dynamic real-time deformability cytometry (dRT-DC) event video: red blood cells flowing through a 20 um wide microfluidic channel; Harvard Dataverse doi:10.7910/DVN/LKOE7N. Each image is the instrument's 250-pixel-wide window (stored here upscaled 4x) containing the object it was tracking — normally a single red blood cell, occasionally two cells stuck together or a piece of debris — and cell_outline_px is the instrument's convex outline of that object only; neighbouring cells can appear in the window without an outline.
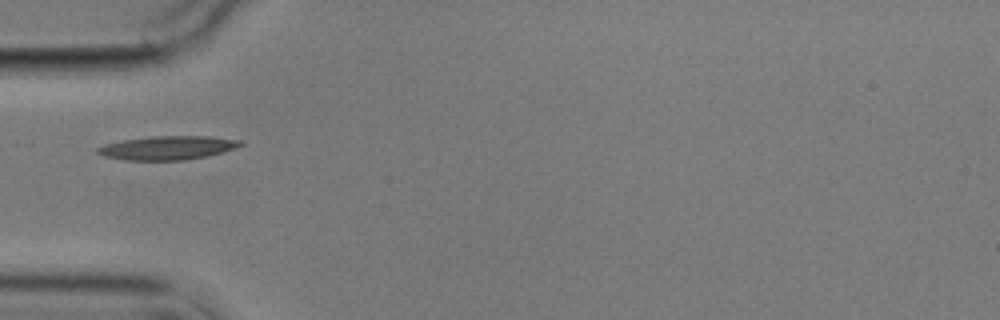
{"species": "common noctule bat (a hibernating species)", "species_latin": "Nyctalus noctula", "temperature_condition": "cold", "stored_images_in_passage": 5, "camera_frame_rate_fps": 3000, "um_per_image_px": 0.085, "animal": {"sex": "male", "body_mass_g": 17.9}, "frame": {"image": 1, "passage_image": 1, "time_ms": 0.0, "image_size_px": [1000, 320], "cell_outline_px": [[244, 144], [236, 148], [208, 156], [184, 160], [124, 160], [104, 156], [96, 152], [96, 148], [104, 144], [124, 140], [152, 136], [208, 136], [240, 140]], "centroid_in_image_um": [14.24, 12.56], "position_along_channel_um": 70.8, "area_um2": 19.77}}
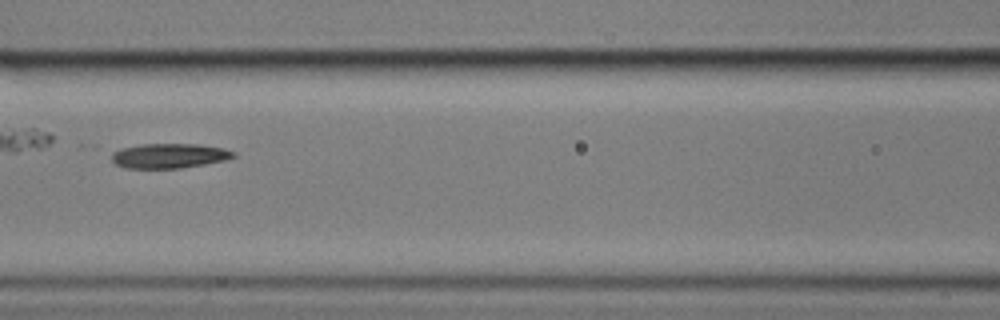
{"frame": {"image": 2, "passage_image": 3, "time_ms": 2.333, "image_size_px": [1000, 320], "cell_outline_px": [[236, 156], [224, 160], [204, 164], [180, 168], [124, 168], [116, 164], [112, 160], [112, 152], [120, 148], [140, 144], [200, 144], [224, 148], [236, 152]], "centroid_in_image_um": [14.38, 13.23], "position_along_channel_um": 152.2, "area_um2": 17.63}}
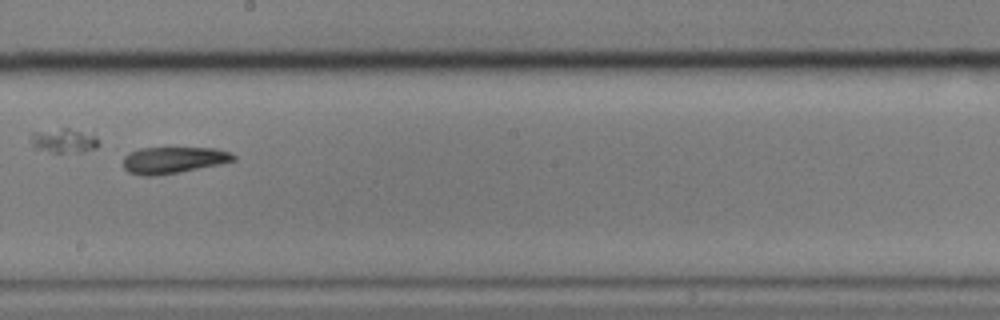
{"frame": {"image": 3, "passage_image": 5, "time_ms": 4.667, "image_size_px": [1000, 320], "cell_outline_px": [[236, 160], [220, 164], [180, 172], [156, 176], [140, 176], [128, 172], [124, 168], [124, 156], [140, 148], [216, 148], [232, 152], [236, 156]], "centroid_in_image_um": [14.76, 13.61], "position_along_channel_um": 233.4, "area_um2": 17.17}}